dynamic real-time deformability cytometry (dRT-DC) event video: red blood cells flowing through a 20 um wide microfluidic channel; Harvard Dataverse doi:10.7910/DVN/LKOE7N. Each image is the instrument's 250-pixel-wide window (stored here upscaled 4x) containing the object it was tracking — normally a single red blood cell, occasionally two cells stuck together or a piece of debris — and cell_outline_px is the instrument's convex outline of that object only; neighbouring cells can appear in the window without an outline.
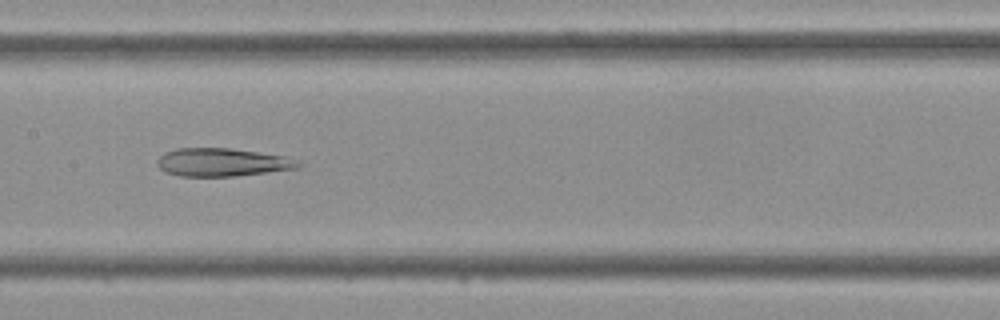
{"species": "Egyptian fruit bat (a non-hibernating species)", "species_latin": "Rousettus aegyptiacus", "temperature_condition": "cold", "stored_images_in_passage": 43, "camera_frame_rate_fps": 3000, "um_per_image_px": 0.085, "frame": {"image": 1, "passage_image": 21, "time_ms": 6.667, "image_size_px": [1000, 320], "cell_outline_px": [[304, 164], [300, 168], [236, 176], [180, 176], [164, 172], [156, 164], [156, 160], [164, 152], [176, 148], [232, 148], [284, 156]], "centroid_in_image_um": [18.86, 13.79], "position_along_channel_um": 188.5, "area_um2": 23.24}}
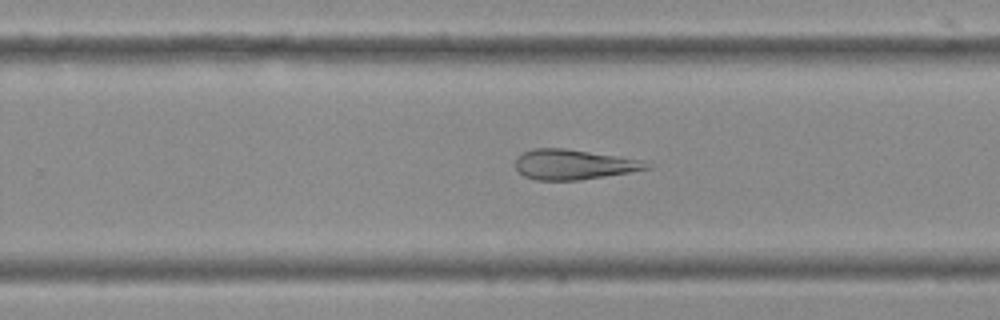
{"frame": {"image": 2, "passage_image": 27, "time_ms": 8.667, "image_size_px": [1000, 320], "cell_outline_px": [[652, 168], [580, 180], [536, 180], [524, 176], [516, 168], [516, 160], [524, 152], [532, 148], [564, 148], [644, 160], [652, 164]], "centroid_in_image_um": [48.79, 13.98], "position_along_channel_um": 281.0, "area_um2": 22.83}}
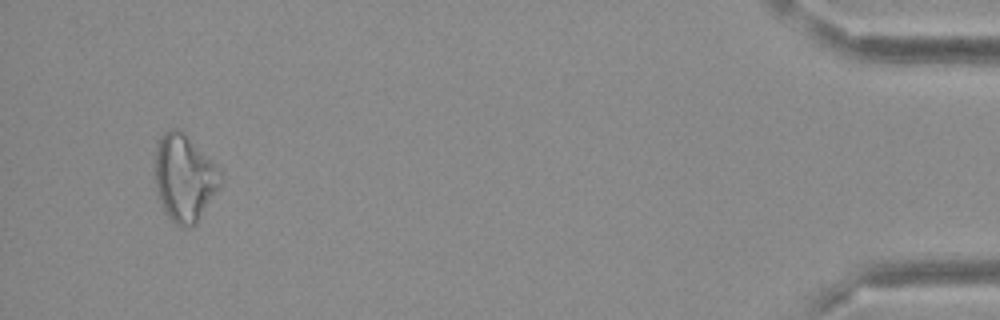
{"frame": {"image": 3, "passage_image": 41, "time_ms": 13.333, "image_size_px": [1000, 320], "cell_outline_px": [[220, 188], [196, 224], [180, 228], [168, 216], [160, 204], [156, 192], [156, 140], [168, 128], [176, 128], [184, 132], [216, 164], [220, 172]], "centroid_in_image_um": [15.66, 15.11], "position_along_channel_um": 419.5, "area_um2": 33.35}}